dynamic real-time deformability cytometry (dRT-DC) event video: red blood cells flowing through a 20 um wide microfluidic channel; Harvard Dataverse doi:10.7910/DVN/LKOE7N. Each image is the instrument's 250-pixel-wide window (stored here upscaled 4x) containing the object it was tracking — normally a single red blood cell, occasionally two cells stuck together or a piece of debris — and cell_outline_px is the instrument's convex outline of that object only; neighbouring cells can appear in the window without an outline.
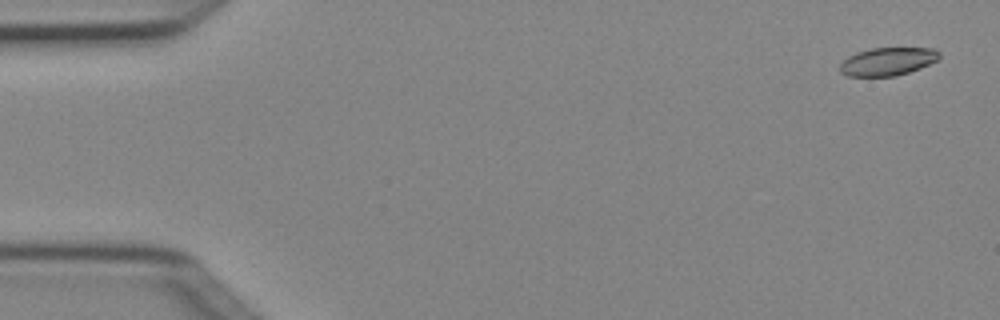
{"species": "Egyptian fruit bat (a non-hibernating species)", "species_latin": "Rousettus aegyptiacus", "temperature_condition": "cold", "stored_images_in_passage": 4, "camera_frame_rate_fps": 3000, "um_per_image_px": 0.085, "animal": {"sex": "female"}, "frame": {"image": 1, "passage_image": 1, "time_ms": 0.0, "image_size_px": [1000, 320], "cell_outline_px": [[940, 56], [936, 60], [920, 68], [896, 76], [848, 76], [840, 72], [840, 64], [848, 56], [856, 52], [872, 48], [936, 48], [940, 52]], "centroid_in_image_um": [75.44, 5.22], "position_along_channel_um": 9.6, "area_um2": 16.18}}
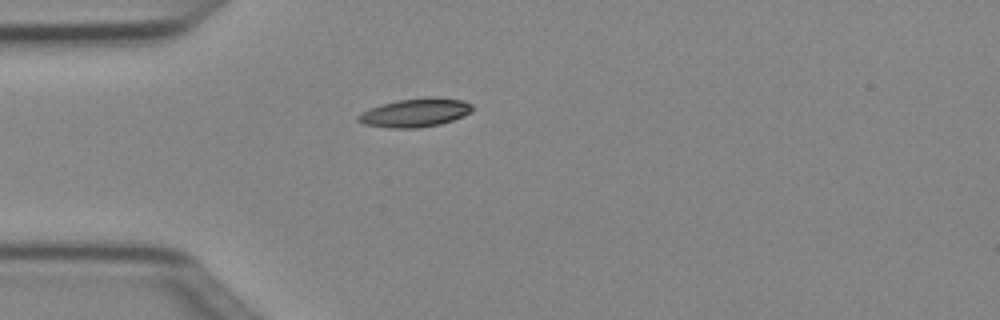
{"frame": {"image": 2, "passage_image": 4, "time_ms": 1.0, "image_size_px": [1000, 320], "cell_outline_px": [[472, 112], [464, 116], [440, 124], [416, 128], [388, 128], [364, 124], [356, 120], [356, 116], [360, 112], [380, 104], [396, 100], [432, 96], [436, 96], [464, 100], [472, 104]], "centroid_in_image_um": [35.29, 9.56], "position_along_channel_um": 49.7, "area_um2": 19.36}}